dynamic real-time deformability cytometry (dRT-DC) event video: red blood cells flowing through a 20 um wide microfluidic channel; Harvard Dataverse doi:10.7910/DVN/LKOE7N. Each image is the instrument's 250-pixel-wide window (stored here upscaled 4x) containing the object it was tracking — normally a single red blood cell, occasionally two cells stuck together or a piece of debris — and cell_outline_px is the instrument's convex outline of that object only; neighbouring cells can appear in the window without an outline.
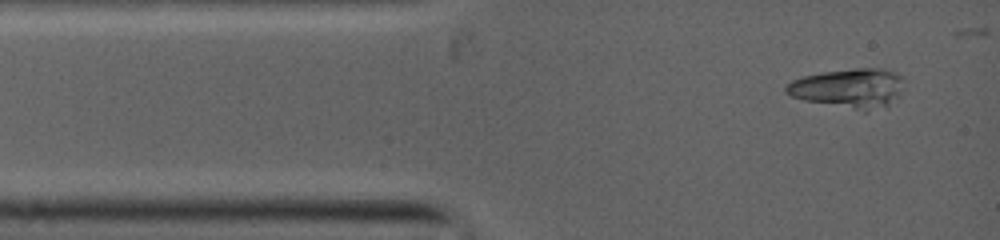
{"species": "common noctule bat (a hibernating species)", "species_latin": "Nyctalus noctula", "temperature_condition": "warm", "stored_images_in_passage": 6, "camera_frame_rate_fps": 5000, "um_per_image_px": 0.085, "animal": {"sex": "female", "body_mass_g": 19.0, "forearm_length_mm": 53.3}, "frame": {"image": 1, "passage_image": 1, "time_ms": 0.0, "image_size_px": [1000, 240], "cell_outline_px": [[904, 80], [900, 96], [888, 108], [864, 112], [804, 100], [792, 96], [784, 92], [784, 84], [792, 80], [804, 76], [824, 72], [852, 68], [880, 68], [896, 72], [904, 76]], "centroid_in_image_um": [72.22, 7.52], "position_along_channel_um": 12.8, "area_um2": 27.86}}